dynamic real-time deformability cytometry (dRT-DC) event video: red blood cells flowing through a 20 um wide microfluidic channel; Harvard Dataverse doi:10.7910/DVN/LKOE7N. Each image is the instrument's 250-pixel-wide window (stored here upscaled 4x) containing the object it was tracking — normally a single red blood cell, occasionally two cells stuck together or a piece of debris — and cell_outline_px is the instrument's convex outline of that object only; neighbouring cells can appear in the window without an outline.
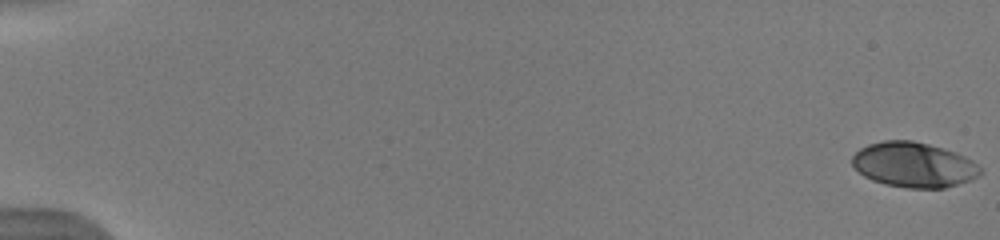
{"species": "human", "species_latin": "Homo sapiens", "temperature_condition": "warm", "stored_images_in_passage": 46, "camera_frame_rate_fps": 3000, "um_per_image_px": 0.085, "donor": {"sex": "male"}, "frame": {"image": 1, "passage_image": 1, "time_ms": 0.0, "image_size_px": [1000, 240], "cell_outline_px": [[980, 172], [976, 176], [968, 180], [944, 188], [908, 188], [884, 184], [872, 180], [864, 176], [852, 164], [852, 156], [860, 148], [868, 144], [884, 140], [912, 140], [928, 144], [956, 152], [972, 160], [980, 168]], "centroid_in_image_um": [77.63, 14.0], "position_along_channel_um": 7.4, "area_um2": 33.35}}
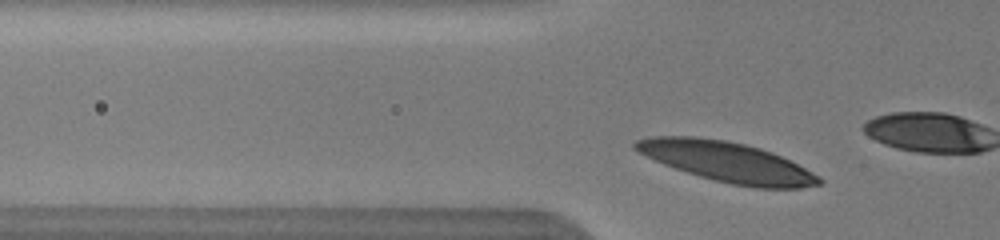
{"frame": {"image": 2, "passage_image": 16, "time_ms": 5.0, "image_size_px": [1000, 240], "cell_outline_px": [[824, 184], [800, 188], [756, 188], [732, 184], [700, 176], [664, 164], [636, 152], [632, 148], [632, 144], [636, 140], [652, 136], [696, 136], [724, 140], [744, 144], [760, 148], [772, 152], [820, 176], [824, 180]], "centroid_in_image_um": [61.79, 13.76], "position_along_channel_um": 64.0, "area_um2": 42.77}}
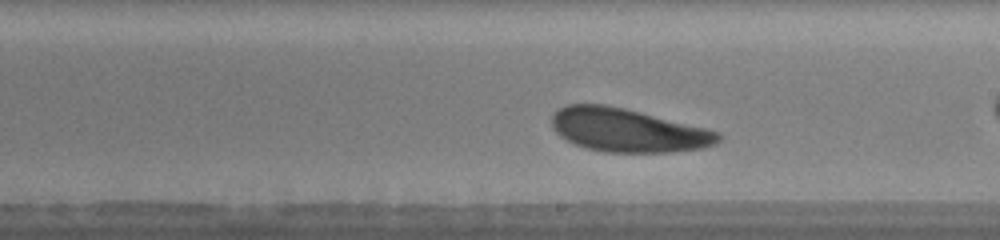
{"frame": {"image": 3, "passage_image": 30, "time_ms": 9.667, "image_size_px": [1000, 240], "cell_outline_px": [[724, 136], [716, 144], [704, 148], [672, 152], [604, 152], [588, 148], [576, 144], [560, 136], [552, 128], [552, 116], [560, 108], [568, 104], [604, 104], [624, 108], [708, 128], [720, 132]], "centroid_in_image_um": [53.42, 11.07], "position_along_channel_um": 235.6, "area_um2": 42.19}, "authors_computed_cell_mechanics": {"area_um2": 41.8761, "velocity_mm_per_s": 3.8267, "shape_relaxation_time_tau1_ms": 1.9007, "shape_relaxation_time_tau2_ms": 4.7919, "deformation_change_tau1": 0.1019, "deformation_change_tau2": 0.1509}}